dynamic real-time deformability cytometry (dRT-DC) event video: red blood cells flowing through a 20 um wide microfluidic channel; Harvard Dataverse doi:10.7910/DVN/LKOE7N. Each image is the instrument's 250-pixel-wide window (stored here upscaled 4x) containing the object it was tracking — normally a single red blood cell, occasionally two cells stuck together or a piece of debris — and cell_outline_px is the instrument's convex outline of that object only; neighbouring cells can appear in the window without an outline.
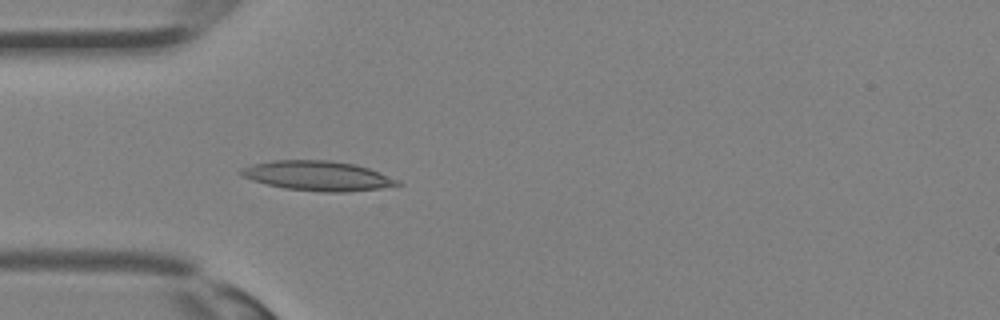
{"species": "Egyptian fruit bat (a non-hibernating species)", "species_latin": "Rousettus aegyptiacus", "temperature_condition": "room temperature", "stored_images_in_passage": 35, "camera_frame_rate_fps": 3000, "um_per_image_px": 0.085, "animal": {"sex": "female"}, "frame": {"image": 1, "passage_image": 11, "time_ms": 3.333, "image_size_px": [1000, 320], "cell_outline_px": [[404, 184], [380, 188], [344, 192], [324, 192], [284, 188], [252, 180], [244, 176], [240, 172], [240, 168], [252, 164], [272, 160], [328, 160], [356, 164], [368, 168], [400, 180]], "centroid_in_image_um": [27.03, 14.94], "position_along_channel_um": 58.0, "area_um2": 26.99}}
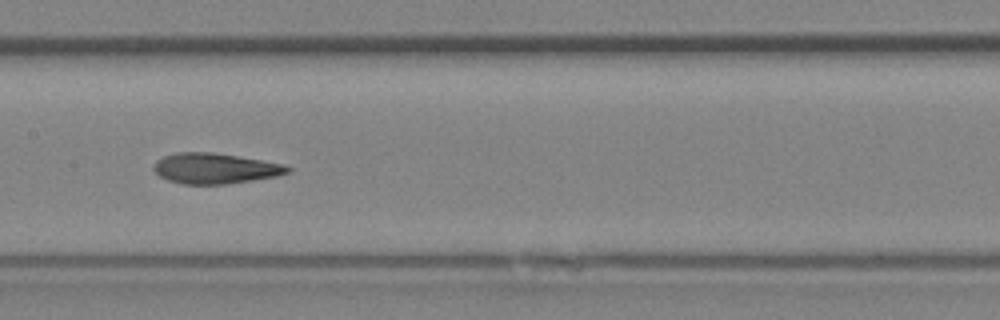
{"frame": {"image": 2, "passage_image": 18, "time_ms": 5.667, "image_size_px": [1000, 320], "cell_outline_px": [[292, 168], [288, 172], [276, 176], [252, 180], [224, 184], [184, 184], [168, 180], [160, 176], [152, 168], [156, 160], [164, 156], [176, 152], [212, 152], [284, 164]], "centroid_in_image_um": [18.25, 14.31], "position_along_channel_um": 189.2, "area_um2": 23.58}}
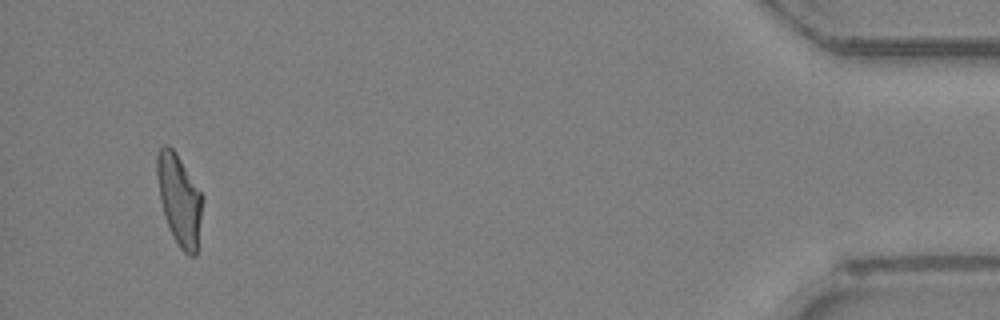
{"frame": {"image": 3, "passage_image": 34, "time_ms": 11.0, "image_size_px": [1000, 320], "cell_outline_px": [[204, 196], [196, 256], [188, 256], [180, 248], [172, 236], [160, 200], [156, 176], [156, 152], [164, 144], [168, 144], [176, 152]], "centroid_in_image_um": [15.24, 16.94], "position_along_channel_um": 420.0, "area_um2": 24.28}}